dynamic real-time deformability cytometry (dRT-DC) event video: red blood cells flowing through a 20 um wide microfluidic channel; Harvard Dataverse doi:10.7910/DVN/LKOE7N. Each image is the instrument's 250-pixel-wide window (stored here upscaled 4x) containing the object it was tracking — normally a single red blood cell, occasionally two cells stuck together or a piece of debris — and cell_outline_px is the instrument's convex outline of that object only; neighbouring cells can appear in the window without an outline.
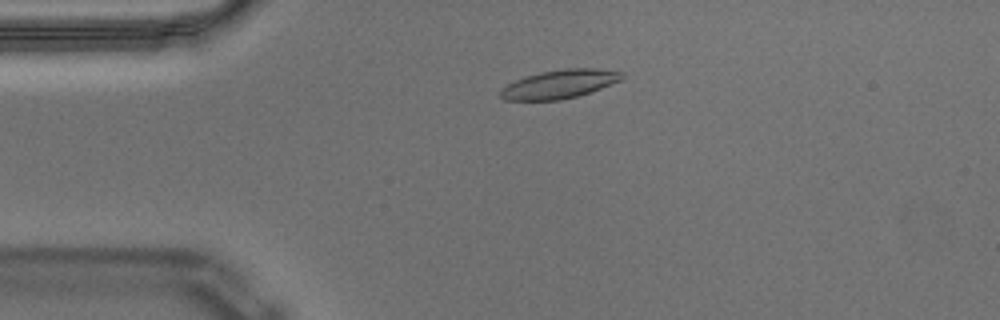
{"species": "Egyptian fruit bat (a non-hibernating species)", "species_latin": "Rousettus aegyptiacus", "temperature_condition": "warm", "stored_images_in_passage": 46, "camera_frame_rate_fps": 3000, "um_per_image_px": 0.085, "animal": {"sex": "male"}, "frame": {"image": 1, "passage_image": 2, "time_ms": 0.333, "image_size_px": [1000, 320], "cell_outline_px": [[624, 80], [576, 96], [560, 100], [504, 100], [500, 96], [500, 88], [524, 76], [540, 72], [564, 68], [596, 68], [620, 72], [624, 76]], "centroid_in_image_um": [47.54, 7.14], "position_along_channel_um": 37.5, "area_um2": 20.23}}
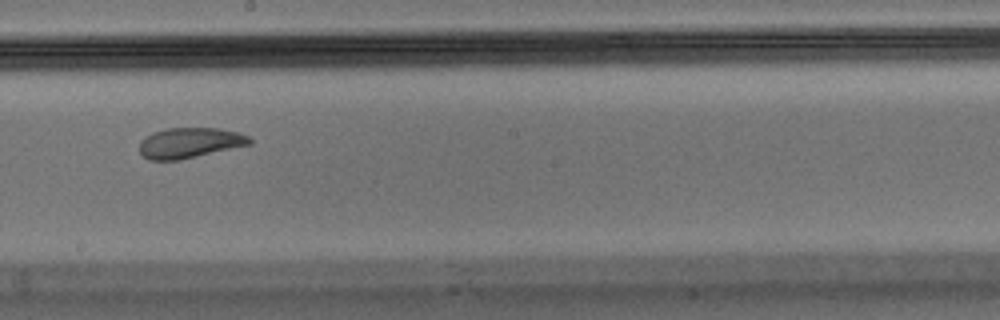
{"frame": {"image": 2, "passage_image": 21, "time_ms": 6.667, "image_size_px": [1000, 320], "cell_outline_px": [[252, 144], [180, 160], [148, 160], [140, 152], [140, 140], [144, 136], [152, 132], [164, 128], [220, 128], [240, 132], [248, 136], [252, 140]], "centroid_in_image_um": [16.12, 12.13], "position_along_channel_um": 232.1, "area_um2": 19.77}}
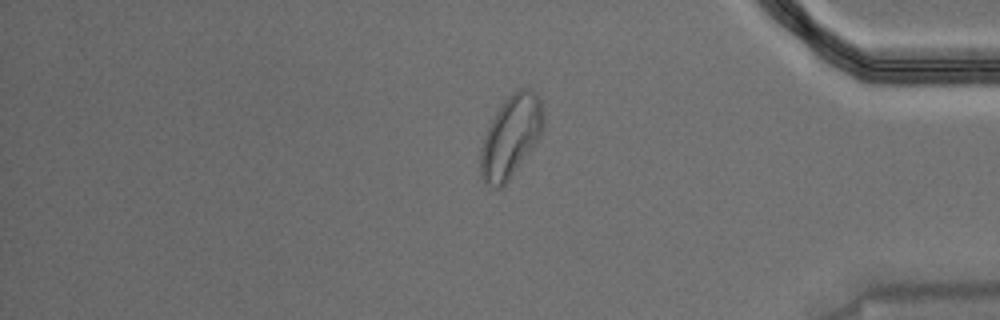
{"frame": {"image": 3, "passage_image": 37, "time_ms": 12.0, "image_size_px": [1000, 320], "cell_outline_px": [[544, 128], [540, 136], [532, 148], [508, 180], [500, 188], [496, 188], [484, 184], [480, 176], [480, 148], [484, 136], [500, 104], [512, 92], [520, 88], [528, 88], [536, 92], [540, 96], [544, 124]], "centroid_in_image_um": [43.41, 11.59], "position_along_channel_um": 391.8, "area_um2": 30.0}, "authors_computed_cell_mechanics": {"area_um2": 20.6057, "velocity_mm_per_s": 3.5058, "shape_relaxation_time_tau1_ms": 5.7127, "shape_relaxation_time_tau2_ms": 2.062, "deformation_change_tau1": 0.1817, "deformation_change_tau2": 0.0805}}